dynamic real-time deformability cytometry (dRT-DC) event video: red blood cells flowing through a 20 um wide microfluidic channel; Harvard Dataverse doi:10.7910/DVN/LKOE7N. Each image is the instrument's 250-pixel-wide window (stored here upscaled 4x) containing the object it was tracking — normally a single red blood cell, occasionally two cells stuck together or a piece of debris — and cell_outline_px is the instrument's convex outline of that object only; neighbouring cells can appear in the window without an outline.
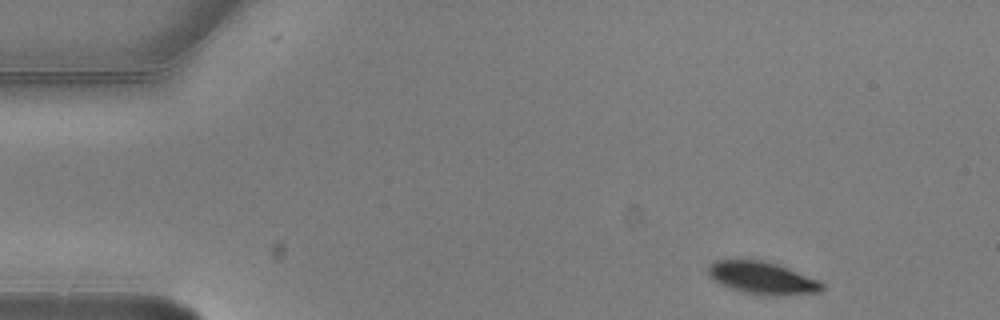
{"species": "common noctule bat (a hibernating species)", "species_latin": "Nyctalus noctula", "temperature_condition": "warm", "stored_images_in_passage": 5, "camera_frame_rate_fps": 3000, "um_per_image_px": 0.085, "animal": {"sex": "male", "body_mass_g": 20.5, "forearm_length_mm": 52.5}, "frame": {"image": 1, "passage_image": 1, "time_ms": 0.0, "image_size_px": [1000, 320], "cell_outline_px": [[824, 288], [820, 292], [744, 292], [720, 284], [708, 272], [708, 268], [716, 260], [764, 260], [788, 268], [820, 280], [824, 284]], "centroid_in_image_um": [64.79, 23.56], "position_along_channel_um": 20.2, "area_um2": 20.06}}
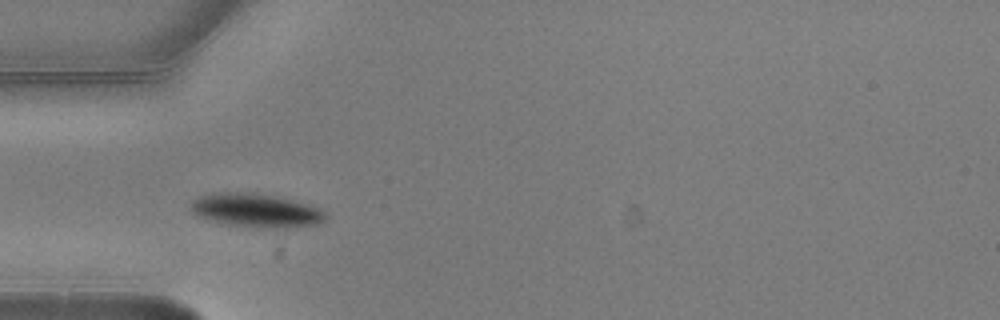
{"frame": {"image": 2, "passage_image": 4, "time_ms": 1.0, "image_size_px": [1000, 320], "cell_outline_px": [[328, 216], [324, 220], [316, 224], [288, 228], [256, 228], [208, 220], [192, 212], [192, 200], [200, 196], [216, 192], [256, 192], [280, 196], [308, 204], [320, 208]], "centroid_in_image_um": [21.8, 17.87], "position_along_channel_um": 63.2, "area_um2": 26.65}}
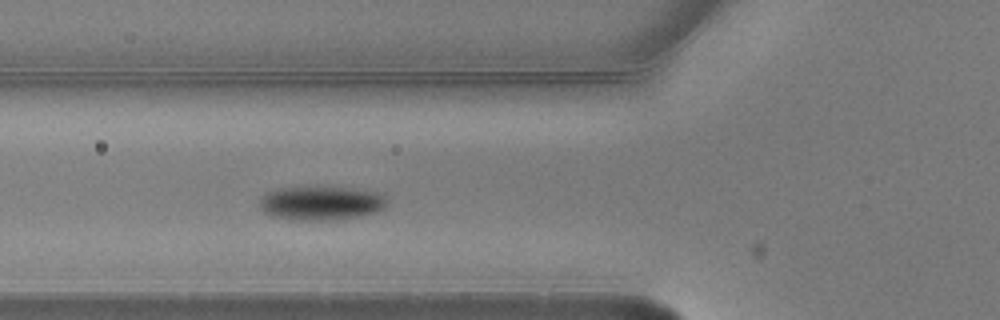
{"frame": {"image": 3, "passage_image": 5, "time_ms": 1.333, "image_size_px": [1000, 320], "cell_outline_px": [[388, 204], [384, 208], [376, 212], [360, 216], [332, 220], [296, 220], [272, 216], [264, 212], [260, 208], [260, 196], [276, 188], [308, 184], [352, 188], [380, 192], [388, 200]], "centroid_in_image_um": [27.28, 17.21], "position_along_channel_um": 98.5, "area_um2": 26.3}}